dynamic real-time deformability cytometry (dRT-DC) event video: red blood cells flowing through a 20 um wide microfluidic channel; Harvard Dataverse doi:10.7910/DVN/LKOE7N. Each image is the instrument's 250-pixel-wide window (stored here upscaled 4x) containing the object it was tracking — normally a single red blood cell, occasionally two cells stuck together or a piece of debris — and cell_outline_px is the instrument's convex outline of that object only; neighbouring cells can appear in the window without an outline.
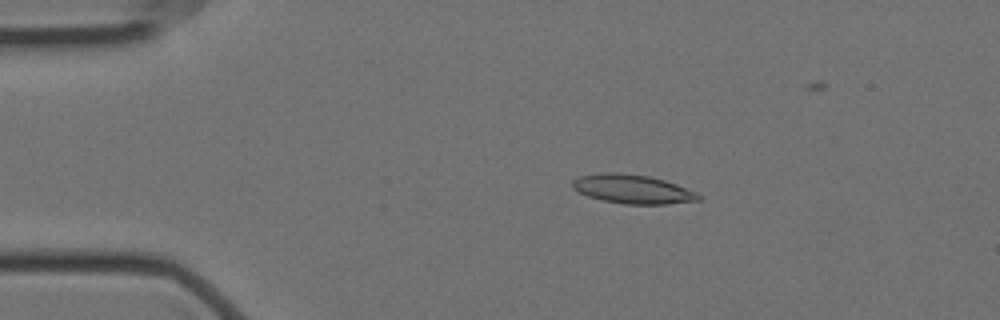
{"species": "Egyptian fruit bat (a non-hibernating species)", "species_latin": "Rousettus aegyptiacus", "temperature_condition": "cold", "stored_images_in_passage": 53, "camera_frame_rate_fps": 3000, "um_per_image_px": 0.085, "animal": {"sex": "female"}, "frame": {"image": 1, "passage_image": 11, "time_ms": 3.333, "image_size_px": [1000, 320], "cell_outline_px": [[704, 196], [700, 200], [668, 204], [624, 204], [600, 200], [588, 196], [572, 188], [572, 180], [580, 176], [604, 172], [616, 172], [648, 176], [664, 180], [676, 184], [696, 192]], "centroid_in_image_um": [53.78, 16.08], "position_along_channel_um": 31.2, "area_um2": 21.33}}
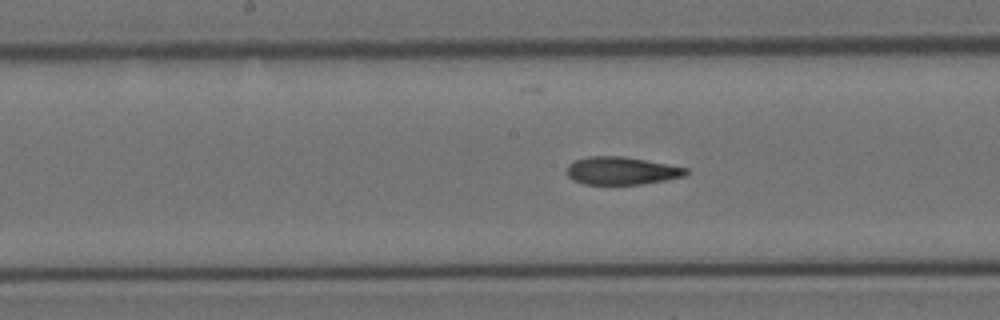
{"frame": {"image": 2, "passage_image": 29, "time_ms": 9.333, "image_size_px": [1000, 320], "cell_outline_px": [[688, 172], [684, 176], [664, 180], [640, 184], [584, 184], [572, 180], [564, 172], [568, 164], [576, 160], [588, 156], [624, 156], [688, 168]], "centroid_in_image_um": [52.77, 14.51], "position_along_channel_um": 195.4, "area_um2": 19.31}}
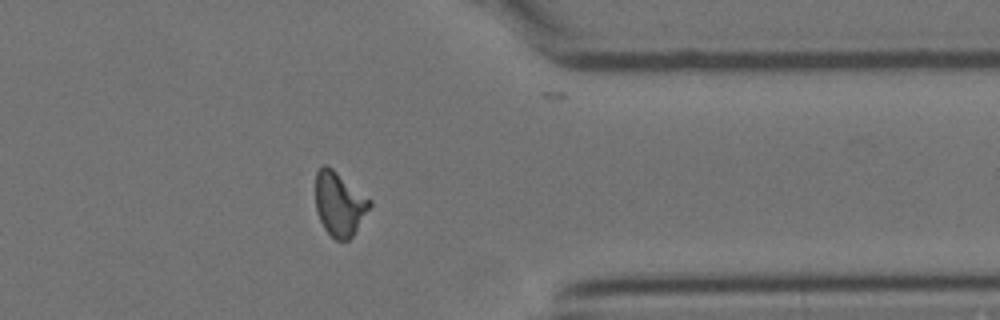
{"frame": {"image": 3, "passage_image": 46, "time_ms": 15.0, "image_size_px": [1000, 320], "cell_outline_px": [[372, 204], [352, 236], [348, 240], [336, 240], [324, 228], [316, 212], [316, 172], [324, 164], [328, 164], [372, 200]], "centroid_in_image_um": [28.84, 17.3], "position_along_channel_um": 382.6, "area_um2": 20.17}, "authors_computed_cell_mechanics": {"area_um2": 20.1144, "velocity_mm_per_s": 3.5199, "shape_relaxation_time_tau1_ms": null, "shape_relaxation_time_tau2_ms": 2.2125, "deformation_change_tau1": null, "deformation_change_tau2": 0.0974}}